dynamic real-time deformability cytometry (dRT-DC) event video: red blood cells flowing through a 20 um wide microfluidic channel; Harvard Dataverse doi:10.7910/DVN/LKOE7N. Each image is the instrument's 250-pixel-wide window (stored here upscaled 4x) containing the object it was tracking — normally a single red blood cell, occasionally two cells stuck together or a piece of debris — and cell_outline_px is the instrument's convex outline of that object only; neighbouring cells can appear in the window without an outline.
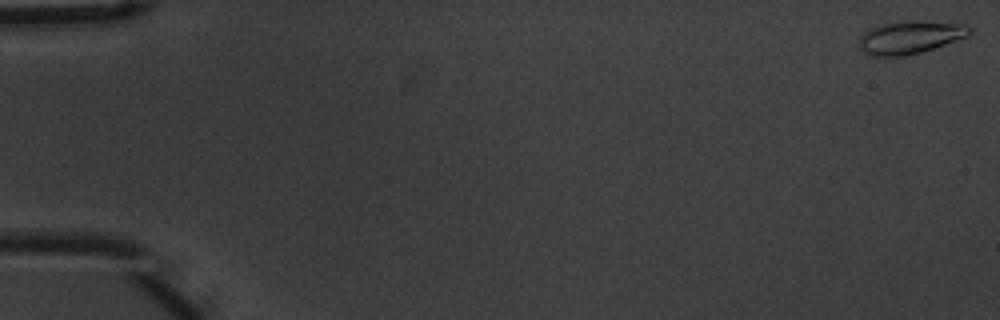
{"species": "common noctule bat (a hibernating species)", "species_latin": "Nyctalus noctula", "temperature_condition": "warm", "stored_images_in_passage": 54, "camera_frame_rate_fps": 3000, "um_per_image_px": 0.085, "animal": {"sex": "male", "body_mass_g": 20.1, "forearm_length_mm": 53.5}, "frame": {"image": 1, "passage_image": 1, "time_ms": 0.0, "image_size_px": [1000, 320], "cell_outline_px": [[972, 32], [968, 36], [920, 52], [904, 56], [872, 56], [864, 52], [860, 48], [860, 36], [864, 32], [880, 24], [904, 20], [912, 20], [964, 24], [972, 28]], "centroid_in_image_um": [77.35, 3.16], "position_along_channel_um": 7.6, "area_um2": 21.04}}
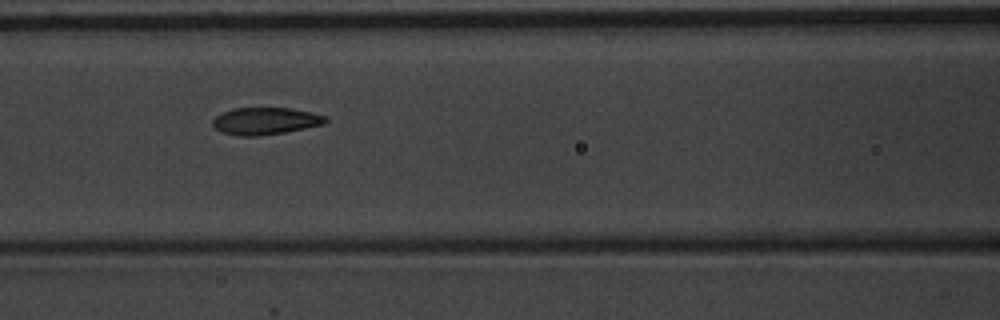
{"frame": {"image": 2, "passage_image": 25, "time_ms": 8.0, "image_size_px": [1000, 320], "cell_outline_px": [[328, 120], [324, 124], [284, 132], [260, 136], [236, 136], [220, 132], [212, 124], [212, 120], [216, 116], [232, 108], [292, 108], [324, 116]], "centroid_in_image_um": [22.5, 10.29], "position_along_channel_um": 144.1, "area_um2": 17.74}}
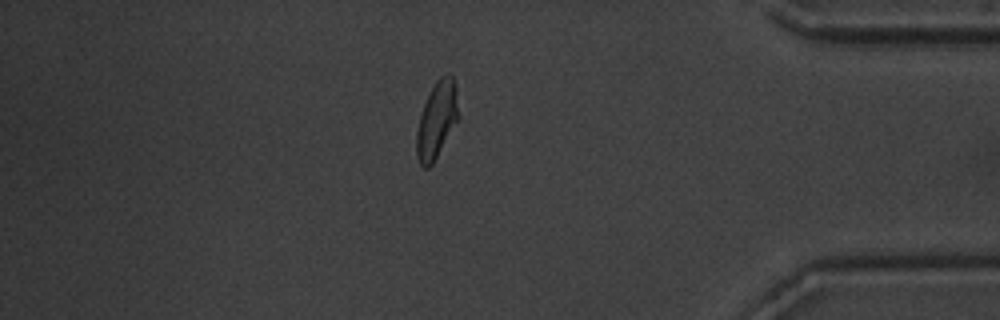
{"frame": {"image": 3, "passage_image": 48, "time_ms": 15.667, "image_size_px": [1000, 320], "cell_outline_px": [[460, 116], [432, 164], [428, 168], [424, 168], [420, 164], [416, 156], [416, 132], [420, 116], [424, 104], [436, 80], [440, 76], [448, 72], [452, 76], [456, 84]], "centroid_in_image_um": [37.14, 10.16], "position_along_channel_um": 398.1, "area_um2": 18.79}}